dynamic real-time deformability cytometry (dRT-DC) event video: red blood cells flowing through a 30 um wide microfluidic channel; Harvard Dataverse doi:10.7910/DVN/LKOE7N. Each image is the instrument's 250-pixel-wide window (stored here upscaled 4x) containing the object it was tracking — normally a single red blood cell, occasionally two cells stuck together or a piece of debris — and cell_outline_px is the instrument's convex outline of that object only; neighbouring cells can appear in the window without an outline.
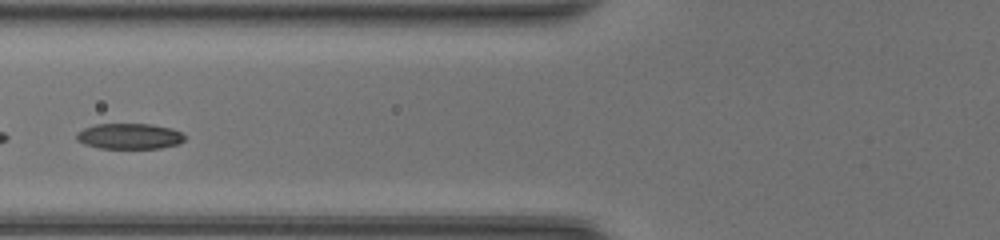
{"species": "common noctule bat (a hibernating species)", "species_latin": "Nyctalus noctula", "temperature_condition": "room temperature", "stored_images_in_passage": 40, "segment_of_instrument_passage": [2, 2], "camera_frame_rate_fps": 3000, "um_per_image_px": 0.085, "animal": {"sex": "female", "body_mass_g": 20.0, "forearm_length_mm": 54.0}, "frame": {"image": 1, "passage_image": 13, "time_ms": 4.0, "image_size_px": [1000, 240], "cell_outline_px": [[184, 140], [180, 144], [160, 148], [100, 148], [84, 144], [76, 140], [76, 132], [84, 128], [96, 124], [152, 124], [172, 128], [180, 132], [184, 136]], "centroid_in_image_um": [10.99, 11.58], "position_along_channel_um": 114.8, "area_um2": 16.24}}
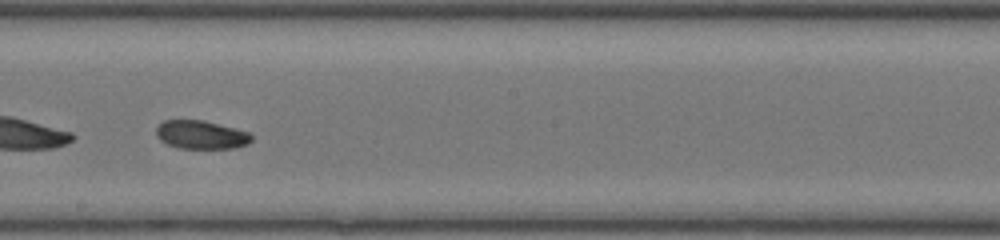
{"frame": {"image": 2, "passage_image": 21, "time_ms": 6.667, "image_size_px": [1000, 240], "cell_outline_px": [[252, 140], [248, 144], [236, 148], [180, 148], [168, 144], [160, 140], [156, 136], [156, 128], [164, 120], [204, 120], [248, 132], [252, 136]], "centroid_in_image_um": [17.09, 11.45], "position_along_channel_um": 231.1, "area_um2": 15.72}}
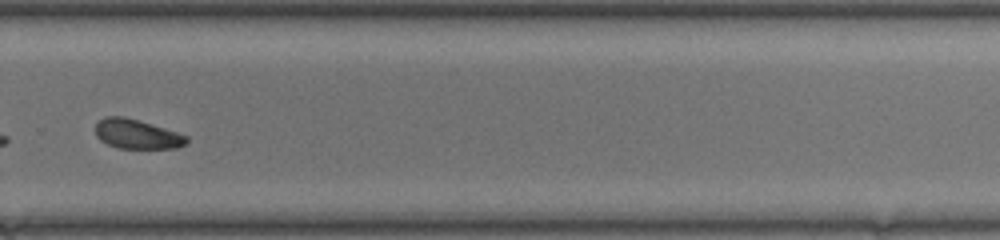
{"frame": {"image": 3, "passage_image": 27, "time_ms": 8.667, "image_size_px": [1000, 240], "cell_outline_px": [[188, 140], [184, 144], [176, 148], [116, 148], [100, 140], [96, 136], [96, 124], [104, 116], [124, 116], [164, 128], [188, 136]], "centroid_in_image_um": [11.61, 11.4], "position_along_channel_um": 318.2, "area_um2": 15.49}}